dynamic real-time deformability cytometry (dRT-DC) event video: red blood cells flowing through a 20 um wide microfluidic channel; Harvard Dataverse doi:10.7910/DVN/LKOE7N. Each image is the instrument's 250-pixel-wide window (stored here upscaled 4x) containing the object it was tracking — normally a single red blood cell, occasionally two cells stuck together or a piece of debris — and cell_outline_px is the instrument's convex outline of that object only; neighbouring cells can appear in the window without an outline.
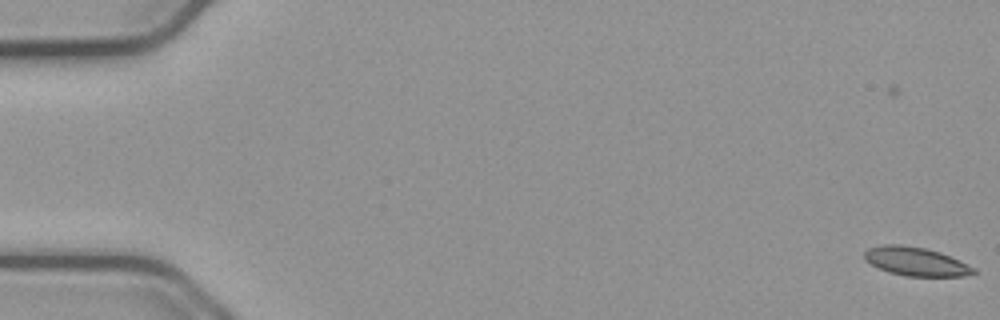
{"species": "common noctule bat (a hibernating species)", "species_latin": "Nyctalus noctula", "temperature_condition": "cold", "stored_images_in_passage": 5, "camera_frame_rate_fps": 3000, "um_per_image_px": 0.085, "animal": {"sex": "male", "body_mass_g": 23.1, "forearm_length_mm": 52.7}, "frame": {"image": 1, "passage_image": 5, "time_ms": 1.333, "image_size_px": [1000, 320], "cell_outline_px": [[976, 272], [964, 276], [908, 276], [888, 272], [864, 260], [864, 252], [868, 248], [884, 244], [900, 244], [924, 248], [940, 252], [976, 268]], "centroid_in_image_um": [77.83, 22.22], "position_along_channel_um": 7.2, "area_um2": 18.09}}